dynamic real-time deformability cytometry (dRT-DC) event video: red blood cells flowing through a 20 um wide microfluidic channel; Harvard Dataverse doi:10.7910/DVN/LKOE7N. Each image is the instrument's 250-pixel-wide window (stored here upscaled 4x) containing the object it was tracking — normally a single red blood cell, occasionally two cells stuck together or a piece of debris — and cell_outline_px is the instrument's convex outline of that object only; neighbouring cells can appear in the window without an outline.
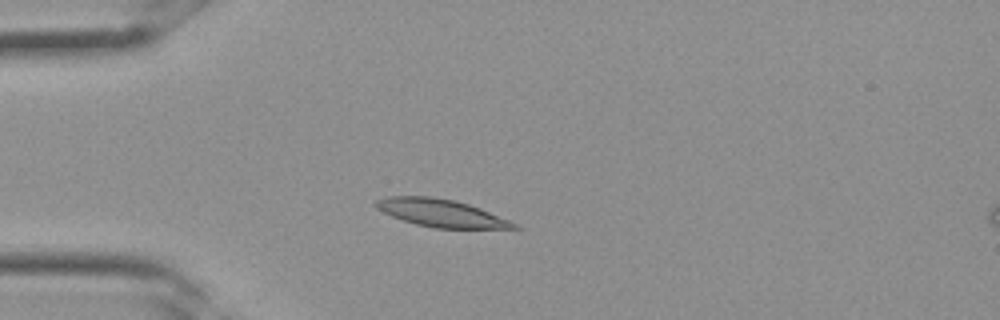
{"species": "Egyptian fruit bat (a non-hibernating species)", "species_latin": "Rousettus aegyptiacus", "temperature_condition": "room temperature", "stored_images_in_passage": 31, "camera_frame_rate_fps": 3000, "um_per_image_px": 0.085, "frame": {"image": 1, "passage_image": 6, "time_ms": 1.667, "image_size_px": [1000, 320], "cell_outline_px": [[520, 228], [436, 228], [416, 224], [392, 216], [376, 208], [372, 204], [376, 200], [388, 196], [432, 196], [452, 200], [468, 204], [480, 208], [520, 224]], "centroid_in_image_um": [37.49, 18.1], "position_along_channel_um": 47.5, "area_um2": 22.08}}
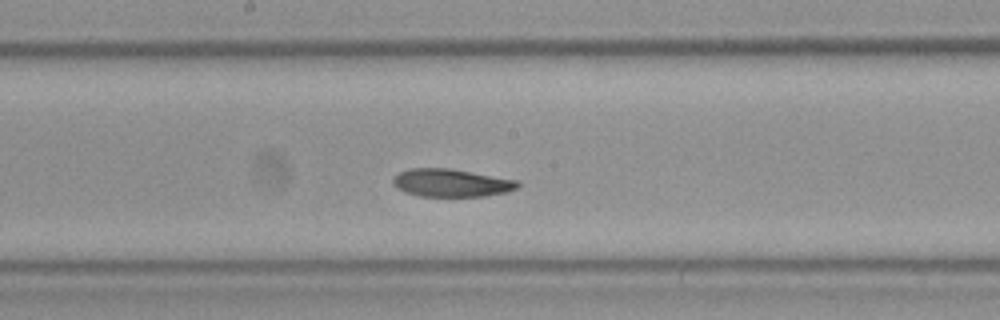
{"frame": {"image": 2, "passage_image": 15, "time_ms": 4.667, "image_size_px": [1000, 320], "cell_outline_px": [[520, 184], [516, 188], [504, 192], [484, 196], [420, 196], [404, 192], [396, 188], [392, 184], [392, 180], [400, 172], [412, 168], [448, 168], [520, 180]], "centroid_in_image_um": [38.35, 15.54], "position_along_channel_um": 209.9, "area_um2": 20.17}}
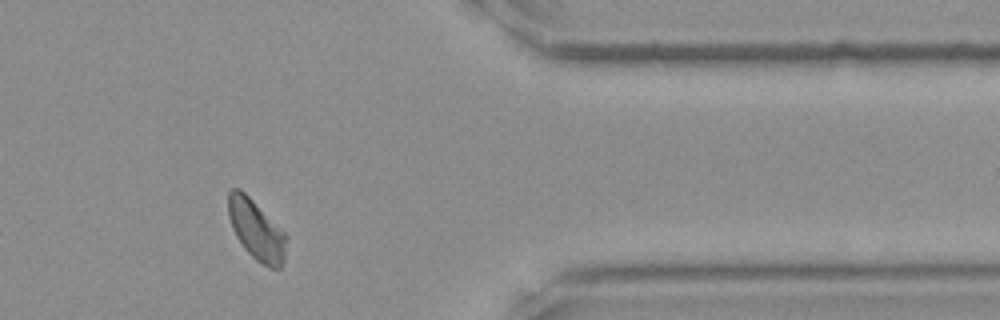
{"frame": {"image": 3, "passage_image": 25, "time_ms": 8.0, "image_size_px": [1000, 320], "cell_outline_px": [[288, 236], [284, 260], [280, 268], [268, 268], [256, 260], [244, 248], [236, 236], [232, 228], [228, 216], [228, 192], [232, 188], [240, 188]], "centroid_in_image_um": [21.79, 19.56], "position_along_channel_um": 389.6, "area_um2": 20.17}}